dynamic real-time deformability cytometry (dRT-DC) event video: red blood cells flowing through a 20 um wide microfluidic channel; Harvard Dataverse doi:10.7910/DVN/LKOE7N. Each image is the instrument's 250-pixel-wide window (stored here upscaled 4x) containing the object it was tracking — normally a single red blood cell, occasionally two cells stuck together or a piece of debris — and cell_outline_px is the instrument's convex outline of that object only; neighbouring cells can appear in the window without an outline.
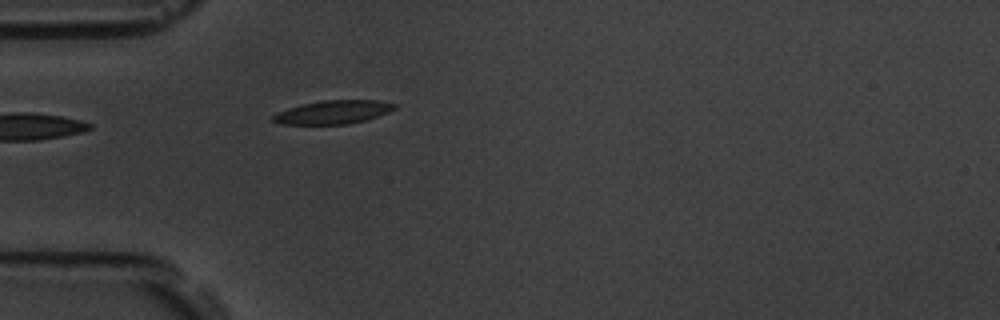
{"species": "common noctule bat (a hibernating species)", "species_latin": "Nyctalus noctula", "temperature_condition": "room temperature", "stored_images_in_passage": 32, "camera_frame_rate_fps": 3000, "um_per_image_px": 0.085, "animal": {"sex": "male", "body_mass_g": 19.5, "forearm_length_mm": 54.6}, "frame": {"image": 1, "passage_image": 1, "time_ms": 0.0, "image_size_px": [1000, 320], "cell_outline_px": [[396, 108], [388, 112], [364, 120], [348, 124], [280, 124], [272, 120], [272, 116], [288, 108], [304, 104], [324, 100], [376, 100], [396, 104]], "centroid_in_image_um": [28.32, 9.53], "position_along_channel_um": 56.7, "area_um2": 16.3}}
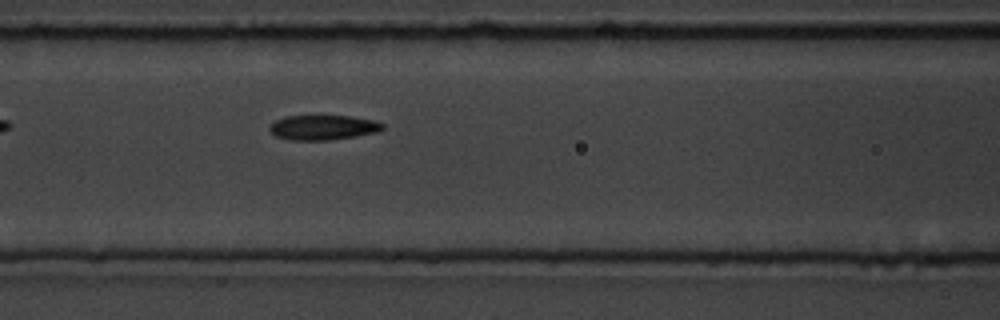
{"frame": {"image": 2, "passage_image": 8, "time_ms": 2.333, "image_size_px": [1000, 320], "cell_outline_px": [[384, 128], [376, 132], [356, 136], [328, 140], [288, 140], [276, 136], [268, 128], [276, 120], [284, 116], [352, 116], [376, 120], [384, 124]], "centroid_in_image_um": [27.48, 10.83], "position_along_channel_um": 139.1, "area_um2": 16.36}}
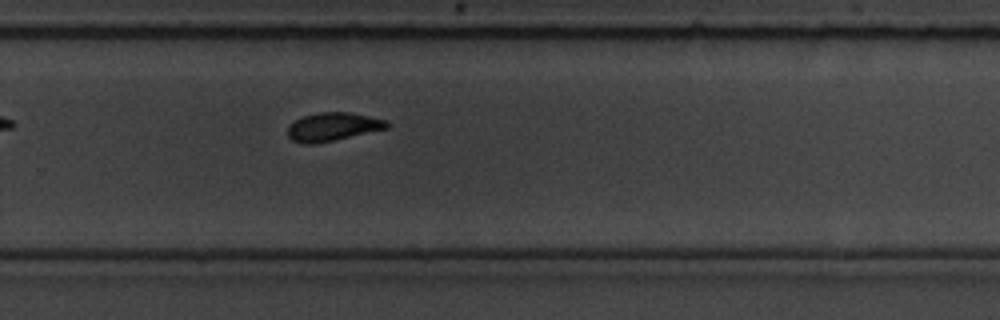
{"frame": {"image": 3, "passage_image": 21, "time_ms": 6.667, "image_size_px": [1000, 320], "cell_outline_px": [[392, 124], [388, 128], [316, 144], [304, 144], [292, 140], [288, 136], [288, 124], [304, 116], [320, 112], [352, 112], [388, 120]], "centroid_in_image_um": [28.32, 10.77], "position_along_channel_um": 301.5, "area_um2": 16.53}, "authors_computed_cell_mechanics": {"area_um2": 16.9354, "velocity_mm_per_s": 3.7651, "shape_relaxation_time_tau1_ms": 3.94, "shape_relaxation_time_tau2_ms": 2.4927, "deformation_change_tau1": 0.1258, "deformation_change_tau2": 0.0635}}